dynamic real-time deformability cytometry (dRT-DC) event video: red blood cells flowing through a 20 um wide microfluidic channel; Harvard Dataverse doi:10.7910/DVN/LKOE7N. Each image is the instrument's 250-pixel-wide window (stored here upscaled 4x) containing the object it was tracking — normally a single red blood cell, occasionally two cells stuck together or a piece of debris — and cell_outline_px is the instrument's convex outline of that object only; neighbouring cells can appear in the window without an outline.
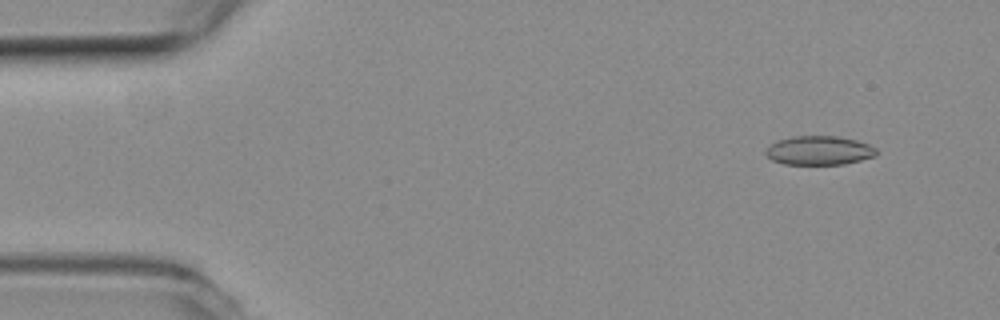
{"species": "common noctule bat (a hibernating species)", "species_latin": "Nyctalus noctula", "temperature_condition": "room temperature", "stored_images_in_passage": 4, "camera_frame_rate_fps": 3000, "um_per_image_px": 0.085, "animal": {"sex": "female", "body_mass_g": 19.3, "forearm_length_mm": 54.1}, "frame": {"image": 1, "passage_image": 1, "time_ms": 0.0, "image_size_px": [1000, 320], "cell_outline_px": [[876, 156], [844, 164], [784, 164], [772, 160], [764, 152], [776, 140], [792, 136], [836, 136], [856, 140], [868, 144], [876, 148]], "centroid_in_image_um": [69.62, 12.78], "position_along_channel_um": 15.4, "area_um2": 18.61}}
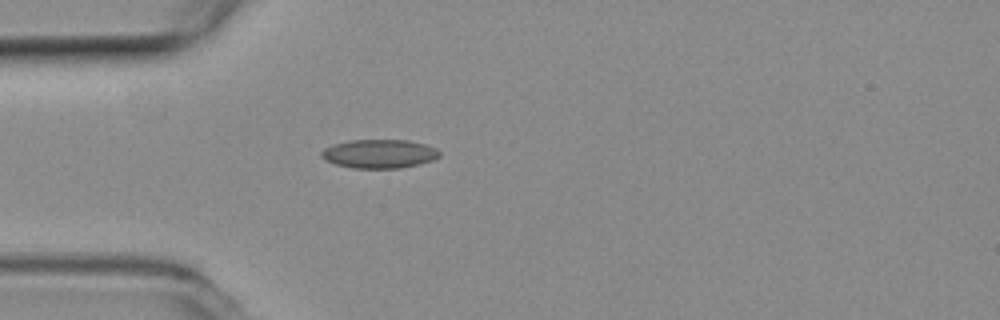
{"frame": {"image": 2, "passage_image": 4, "time_ms": 1.0, "image_size_px": [1000, 320], "cell_outline_px": [[440, 156], [432, 160], [420, 164], [400, 168], [352, 168], [336, 164], [324, 160], [320, 156], [320, 152], [324, 148], [332, 144], [348, 140], [408, 140], [424, 144], [436, 148], [440, 152]], "centroid_in_image_um": [32.21, 13.07], "position_along_channel_um": 52.8, "area_um2": 19.94}}